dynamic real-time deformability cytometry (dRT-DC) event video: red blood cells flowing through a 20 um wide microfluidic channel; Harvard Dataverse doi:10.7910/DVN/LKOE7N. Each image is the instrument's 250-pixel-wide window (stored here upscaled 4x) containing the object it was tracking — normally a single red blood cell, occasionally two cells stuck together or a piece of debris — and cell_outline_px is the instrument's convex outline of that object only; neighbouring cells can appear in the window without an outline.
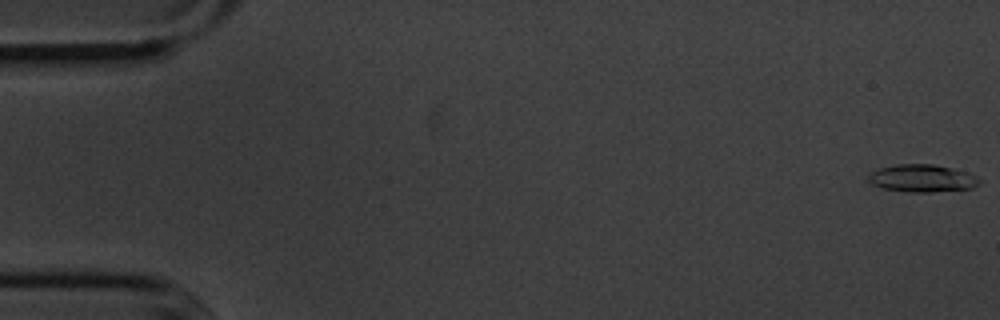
{"species": "common noctule bat (a hibernating species)", "species_latin": "Nyctalus noctula", "temperature_condition": "cold", "stored_images_in_passage": 16, "camera_frame_rate_fps": 3000, "um_per_image_px": 0.085, "animal": {"sex": "male", "body_mass_g": 20.1, "forearm_length_mm": 53.5}, "frame": {"image": 1, "passage_image": 1, "time_ms": 0.0, "image_size_px": [1000, 320], "cell_outline_px": [[980, 184], [972, 188], [932, 192], [908, 192], [884, 188], [872, 184], [868, 180], [868, 176], [872, 172], [880, 168], [896, 164], [932, 164], [952, 168], [968, 172], [976, 176], [980, 180]], "centroid_in_image_um": [78.41, 15.15], "position_along_channel_um": 6.6, "area_um2": 17.74}}
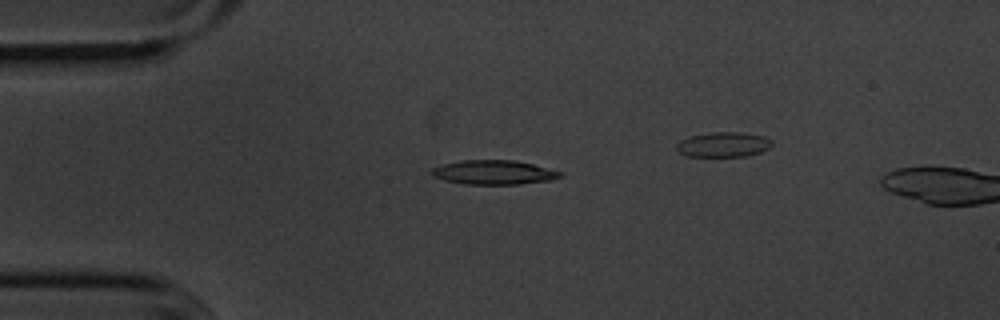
{"frame": {"image": 2, "passage_image": 14, "time_ms": 4.333, "image_size_px": [1000, 320], "cell_outline_px": [[564, 176], [552, 180], [520, 184], [464, 184], [444, 180], [432, 176], [432, 168], [444, 164], [464, 160], [512, 160], [532, 164], [564, 172]], "centroid_in_image_um": [42.02, 14.66], "position_along_channel_um": 43.0, "area_um2": 18.15}}